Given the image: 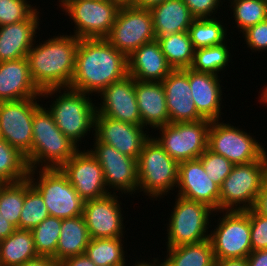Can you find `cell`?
I'll list each match as a JSON object with an SVG mask.
<instances>
[{
  "mask_svg": "<svg viewBox=\"0 0 267 266\" xmlns=\"http://www.w3.org/2000/svg\"><path fill=\"white\" fill-rule=\"evenodd\" d=\"M127 75L128 57L106 38L79 39L70 89L96 96Z\"/></svg>",
  "mask_w": 267,
  "mask_h": 266,
  "instance_id": "obj_1",
  "label": "cell"
},
{
  "mask_svg": "<svg viewBox=\"0 0 267 266\" xmlns=\"http://www.w3.org/2000/svg\"><path fill=\"white\" fill-rule=\"evenodd\" d=\"M35 40L27 54L31 79L40 91L69 88L75 68L79 38L58 34L45 41Z\"/></svg>",
  "mask_w": 267,
  "mask_h": 266,
  "instance_id": "obj_2",
  "label": "cell"
},
{
  "mask_svg": "<svg viewBox=\"0 0 267 266\" xmlns=\"http://www.w3.org/2000/svg\"><path fill=\"white\" fill-rule=\"evenodd\" d=\"M92 96L70 88H50L41 91V99H53L50 107L46 108L52 114L57 127L72 142L78 144V147L81 146L79 142H84L85 136L90 135L91 131L92 134L94 132L96 99L93 103Z\"/></svg>",
  "mask_w": 267,
  "mask_h": 266,
  "instance_id": "obj_3",
  "label": "cell"
},
{
  "mask_svg": "<svg viewBox=\"0 0 267 266\" xmlns=\"http://www.w3.org/2000/svg\"><path fill=\"white\" fill-rule=\"evenodd\" d=\"M46 106L42 104L33 116L32 148L25 156L29 170L61 168L79 150L60 131Z\"/></svg>",
  "mask_w": 267,
  "mask_h": 266,
  "instance_id": "obj_4",
  "label": "cell"
},
{
  "mask_svg": "<svg viewBox=\"0 0 267 266\" xmlns=\"http://www.w3.org/2000/svg\"><path fill=\"white\" fill-rule=\"evenodd\" d=\"M178 165L151 134L137 159L138 193L152 201L168 196L178 183Z\"/></svg>",
  "mask_w": 267,
  "mask_h": 266,
  "instance_id": "obj_5",
  "label": "cell"
},
{
  "mask_svg": "<svg viewBox=\"0 0 267 266\" xmlns=\"http://www.w3.org/2000/svg\"><path fill=\"white\" fill-rule=\"evenodd\" d=\"M172 209L168 224H165L168 234L165 248L195 244L210 238L208 229L213 227L211 219L216 216L212 208L176 195Z\"/></svg>",
  "mask_w": 267,
  "mask_h": 266,
  "instance_id": "obj_6",
  "label": "cell"
},
{
  "mask_svg": "<svg viewBox=\"0 0 267 266\" xmlns=\"http://www.w3.org/2000/svg\"><path fill=\"white\" fill-rule=\"evenodd\" d=\"M267 179V153L259 160L234 165L220 187L219 211L252 209Z\"/></svg>",
  "mask_w": 267,
  "mask_h": 266,
  "instance_id": "obj_7",
  "label": "cell"
},
{
  "mask_svg": "<svg viewBox=\"0 0 267 266\" xmlns=\"http://www.w3.org/2000/svg\"><path fill=\"white\" fill-rule=\"evenodd\" d=\"M28 178L43 197L50 216L67 219L83 214L85 201L60 168L29 170Z\"/></svg>",
  "mask_w": 267,
  "mask_h": 266,
  "instance_id": "obj_8",
  "label": "cell"
},
{
  "mask_svg": "<svg viewBox=\"0 0 267 266\" xmlns=\"http://www.w3.org/2000/svg\"><path fill=\"white\" fill-rule=\"evenodd\" d=\"M224 120L211 121L208 133V149L222 155L234 165L247 164L261 159L267 148L253 136ZM252 134V135H251Z\"/></svg>",
  "mask_w": 267,
  "mask_h": 266,
  "instance_id": "obj_9",
  "label": "cell"
},
{
  "mask_svg": "<svg viewBox=\"0 0 267 266\" xmlns=\"http://www.w3.org/2000/svg\"><path fill=\"white\" fill-rule=\"evenodd\" d=\"M222 215L210 229L215 260L247 258L252 252L250 217L245 211H215ZM222 217V218H221Z\"/></svg>",
  "mask_w": 267,
  "mask_h": 266,
  "instance_id": "obj_10",
  "label": "cell"
},
{
  "mask_svg": "<svg viewBox=\"0 0 267 266\" xmlns=\"http://www.w3.org/2000/svg\"><path fill=\"white\" fill-rule=\"evenodd\" d=\"M210 124L209 119L169 123L157 128L160 135L152 137L178 163L197 159L208 148Z\"/></svg>",
  "mask_w": 267,
  "mask_h": 266,
  "instance_id": "obj_11",
  "label": "cell"
},
{
  "mask_svg": "<svg viewBox=\"0 0 267 266\" xmlns=\"http://www.w3.org/2000/svg\"><path fill=\"white\" fill-rule=\"evenodd\" d=\"M61 9L75 25L72 35L96 39L109 35L119 6L113 0H84L68 1Z\"/></svg>",
  "mask_w": 267,
  "mask_h": 266,
  "instance_id": "obj_12",
  "label": "cell"
},
{
  "mask_svg": "<svg viewBox=\"0 0 267 266\" xmlns=\"http://www.w3.org/2000/svg\"><path fill=\"white\" fill-rule=\"evenodd\" d=\"M106 39L127 57L140 46L155 40L152 14L135 6L119 7Z\"/></svg>",
  "mask_w": 267,
  "mask_h": 266,
  "instance_id": "obj_13",
  "label": "cell"
},
{
  "mask_svg": "<svg viewBox=\"0 0 267 266\" xmlns=\"http://www.w3.org/2000/svg\"><path fill=\"white\" fill-rule=\"evenodd\" d=\"M93 138V148L88 149V151L102 167L108 192H113V194L119 192L121 195L131 196L137 194V159L122 154L112 146L100 142L94 134Z\"/></svg>",
  "mask_w": 267,
  "mask_h": 266,
  "instance_id": "obj_14",
  "label": "cell"
},
{
  "mask_svg": "<svg viewBox=\"0 0 267 266\" xmlns=\"http://www.w3.org/2000/svg\"><path fill=\"white\" fill-rule=\"evenodd\" d=\"M40 98L0 102L1 138L25 156L32 148L33 116L42 105Z\"/></svg>",
  "mask_w": 267,
  "mask_h": 266,
  "instance_id": "obj_15",
  "label": "cell"
},
{
  "mask_svg": "<svg viewBox=\"0 0 267 266\" xmlns=\"http://www.w3.org/2000/svg\"><path fill=\"white\" fill-rule=\"evenodd\" d=\"M120 197L122 198L121 194L110 193L84 202L82 216L90 239L124 237L126 226Z\"/></svg>",
  "mask_w": 267,
  "mask_h": 266,
  "instance_id": "obj_16",
  "label": "cell"
},
{
  "mask_svg": "<svg viewBox=\"0 0 267 266\" xmlns=\"http://www.w3.org/2000/svg\"><path fill=\"white\" fill-rule=\"evenodd\" d=\"M81 148L60 168L61 171L84 201L109 195L101 165L87 149Z\"/></svg>",
  "mask_w": 267,
  "mask_h": 266,
  "instance_id": "obj_17",
  "label": "cell"
},
{
  "mask_svg": "<svg viewBox=\"0 0 267 266\" xmlns=\"http://www.w3.org/2000/svg\"><path fill=\"white\" fill-rule=\"evenodd\" d=\"M148 133L142 125L114 120L101 114L95 116L94 136L100 142L135 159H138L144 143L150 138Z\"/></svg>",
  "mask_w": 267,
  "mask_h": 266,
  "instance_id": "obj_18",
  "label": "cell"
},
{
  "mask_svg": "<svg viewBox=\"0 0 267 266\" xmlns=\"http://www.w3.org/2000/svg\"><path fill=\"white\" fill-rule=\"evenodd\" d=\"M100 104H96V114L110 117L114 120L141 125V116L136 102L135 79L127 75L113 82L98 95ZM99 104V105H98Z\"/></svg>",
  "mask_w": 267,
  "mask_h": 266,
  "instance_id": "obj_19",
  "label": "cell"
},
{
  "mask_svg": "<svg viewBox=\"0 0 267 266\" xmlns=\"http://www.w3.org/2000/svg\"><path fill=\"white\" fill-rule=\"evenodd\" d=\"M177 195L219 211L220 187L205 172L201 159L179 162Z\"/></svg>",
  "mask_w": 267,
  "mask_h": 266,
  "instance_id": "obj_20",
  "label": "cell"
},
{
  "mask_svg": "<svg viewBox=\"0 0 267 266\" xmlns=\"http://www.w3.org/2000/svg\"><path fill=\"white\" fill-rule=\"evenodd\" d=\"M169 123L194 122L205 119L192 100L188 68L173 70L162 82Z\"/></svg>",
  "mask_w": 267,
  "mask_h": 266,
  "instance_id": "obj_21",
  "label": "cell"
},
{
  "mask_svg": "<svg viewBox=\"0 0 267 266\" xmlns=\"http://www.w3.org/2000/svg\"><path fill=\"white\" fill-rule=\"evenodd\" d=\"M220 77L222 78V74L219 76L211 73L197 72L188 68L192 100L195 102L197 111L205 119L211 121L223 120L222 116L224 113L221 112V109L224 108L222 105V91H224V88L220 84L222 82Z\"/></svg>",
  "mask_w": 267,
  "mask_h": 266,
  "instance_id": "obj_22",
  "label": "cell"
},
{
  "mask_svg": "<svg viewBox=\"0 0 267 266\" xmlns=\"http://www.w3.org/2000/svg\"><path fill=\"white\" fill-rule=\"evenodd\" d=\"M39 9L27 20L0 26V62L27 57L40 31ZM38 31V32H37Z\"/></svg>",
  "mask_w": 267,
  "mask_h": 266,
  "instance_id": "obj_23",
  "label": "cell"
},
{
  "mask_svg": "<svg viewBox=\"0 0 267 266\" xmlns=\"http://www.w3.org/2000/svg\"><path fill=\"white\" fill-rule=\"evenodd\" d=\"M41 97L31 79L27 57L0 62V102Z\"/></svg>",
  "mask_w": 267,
  "mask_h": 266,
  "instance_id": "obj_24",
  "label": "cell"
},
{
  "mask_svg": "<svg viewBox=\"0 0 267 266\" xmlns=\"http://www.w3.org/2000/svg\"><path fill=\"white\" fill-rule=\"evenodd\" d=\"M172 71L156 39L128 56V75L135 80L162 82Z\"/></svg>",
  "mask_w": 267,
  "mask_h": 266,
  "instance_id": "obj_25",
  "label": "cell"
},
{
  "mask_svg": "<svg viewBox=\"0 0 267 266\" xmlns=\"http://www.w3.org/2000/svg\"><path fill=\"white\" fill-rule=\"evenodd\" d=\"M135 95L141 116V125L145 129L155 130L169 124L165 90L161 82L135 80Z\"/></svg>",
  "mask_w": 267,
  "mask_h": 266,
  "instance_id": "obj_26",
  "label": "cell"
},
{
  "mask_svg": "<svg viewBox=\"0 0 267 266\" xmlns=\"http://www.w3.org/2000/svg\"><path fill=\"white\" fill-rule=\"evenodd\" d=\"M152 14L155 39L188 31L196 19L183 0H165L149 9Z\"/></svg>",
  "mask_w": 267,
  "mask_h": 266,
  "instance_id": "obj_27",
  "label": "cell"
},
{
  "mask_svg": "<svg viewBox=\"0 0 267 266\" xmlns=\"http://www.w3.org/2000/svg\"><path fill=\"white\" fill-rule=\"evenodd\" d=\"M90 236L82 215L62 219L60 238L53 259L60 263L69 257L85 254Z\"/></svg>",
  "mask_w": 267,
  "mask_h": 266,
  "instance_id": "obj_28",
  "label": "cell"
},
{
  "mask_svg": "<svg viewBox=\"0 0 267 266\" xmlns=\"http://www.w3.org/2000/svg\"><path fill=\"white\" fill-rule=\"evenodd\" d=\"M37 257L31 230L16 229L0 241V266H21Z\"/></svg>",
  "mask_w": 267,
  "mask_h": 266,
  "instance_id": "obj_29",
  "label": "cell"
},
{
  "mask_svg": "<svg viewBox=\"0 0 267 266\" xmlns=\"http://www.w3.org/2000/svg\"><path fill=\"white\" fill-rule=\"evenodd\" d=\"M165 266H215L210 239L195 243L166 248Z\"/></svg>",
  "mask_w": 267,
  "mask_h": 266,
  "instance_id": "obj_30",
  "label": "cell"
},
{
  "mask_svg": "<svg viewBox=\"0 0 267 266\" xmlns=\"http://www.w3.org/2000/svg\"><path fill=\"white\" fill-rule=\"evenodd\" d=\"M220 17L221 15L215 18H199L192 22L187 32L195 50L222 44L230 33L233 34L234 31L228 32L230 27Z\"/></svg>",
  "mask_w": 267,
  "mask_h": 266,
  "instance_id": "obj_31",
  "label": "cell"
},
{
  "mask_svg": "<svg viewBox=\"0 0 267 266\" xmlns=\"http://www.w3.org/2000/svg\"><path fill=\"white\" fill-rule=\"evenodd\" d=\"M124 238L90 239L85 254L96 266H126Z\"/></svg>",
  "mask_w": 267,
  "mask_h": 266,
  "instance_id": "obj_32",
  "label": "cell"
},
{
  "mask_svg": "<svg viewBox=\"0 0 267 266\" xmlns=\"http://www.w3.org/2000/svg\"><path fill=\"white\" fill-rule=\"evenodd\" d=\"M157 41L173 70L191 67L195 49L187 31L163 36Z\"/></svg>",
  "mask_w": 267,
  "mask_h": 266,
  "instance_id": "obj_33",
  "label": "cell"
},
{
  "mask_svg": "<svg viewBox=\"0 0 267 266\" xmlns=\"http://www.w3.org/2000/svg\"><path fill=\"white\" fill-rule=\"evenodd\" d=\"M229 43L232 45V41L230 42L228 38L222 44L196 49L190 68L197 72L211 73L220 76V73L223 74L225 72L224 70H227V67L230 68L228 63H233V56L230 53L231 48L228 46Z\"/></svg>",
  "mask_w": 267,
  "mask_h": 266,
  "instance_id": "obj_34",
  "label": "cell"
},
{
  "mask_svg": "<svg viewBox=\"0 0 267 266\" xmlns=\"http://www.w3.org/2000/svg\"><path fill=\"white\" fill-rule=\"evenodd\" d=\"M26 194V179L2 183L0 186V213L16 229H19L20 214Z\"/></svg>",
  "mask_w": 267,
  "mask_h": 266,
  "instance_id": "obj_35",
  "label": "cell"
},
{
  "mask_svg": "<svg viewBox=\"0 0 267 266\" xmlns=\"http://www.w3.org/2000/svg\"><path fill=\"white\" fill-rule=\"evenodd\" d=\"M25 155L0 138V182H16L28 177Z\"/></svg>",
  "mask_w": 267,
  "mask_h": 266,
  "instance_id": "obj_36",
  "label": "cell"
},
{
  "mask_svg": "<svg viewBox=\"0 0 267 266\" xmlns=\"http://www.w3.org/2000/svg\"><path fill=\"white\" fill-rule=\"evenodd\" d=\"M229 8L233 12V21L239 33H243L249 27L267 20L266 0H232Z\"/></svg>",
  "mask_w": 267,
  "mask_h": 266,
  "instance_id": "obj_37",
  "label": "cell"
},
{
  "mask_svg": "<svg viewBox=\"0 0 267 266\" xmlns=\"http://www.w3.org/2000/svg\"><path fill=\"white\" fill-rule=\"evenodd\" d=\"M61 225L62 219L49 215L31 230L38 256H55Z\"/></svg>",
  "mask_w": 267,
  "mask_h": 266,
  "instance_id": "obj_38",
  "label": "cell"
},
{
  "mask_svg": "<svg viewBox=\"0 0 267 266\" xmlns=\"http://www.w3.org/2000/svg\"><path fill=\"white\" fill-rule=\"evenodd\" d=\"M49 216L41 194L26 178V194L20 214L19 229L32 230Z\"/></svg>",
  "mask_w": 267,
  "mask_h": 266,
  "instance_id": "obj_39",
  "label": "cell"
},
{
  "mask_svg": "<svg viewBox=\"0 0 267 266\" xmlns=\"http://www.w3.org/2000/svg\"><path fill=\"white\" fill-rule=\"evenodd\" d=\"M38 8L29 0H0V26L27 20Z\"/></svg>",
  "mask_w": 267,
  "mask_h": 266,
  "instance_id": "obj_40",
  "label": "cell"
},
{
  "mask_svg": "<svg viewBox=\"0 0 267 266\" xmlns=\"http://www.w3.org/2000/svg\"><path fill=\"white\" fill-rule=\"evenodd\" d=\"M208 177L219 187L230 174L234 164L222 155L216 154L208 148L199 157Z\"/></svg>",
  "mask_w": 267,
  "mask_h": 266,
  "instance_id": "obj_41",
  "label": "cell"
},
{
  "mask_svg": "<svg viewBox=\"0 0 267 266\" xmlns=\"http://www.w3.org/2000/svg\"><path fill=\"white\" fill-rule=\"evenodd\" d=\"M245 212L250 217L252 251L267 249V217L258 214L253 208Z\"/></svg>",
  "mask_w": 267,
  "mask_h": 266,
  "instance_id": "obj_42",
  "label": "cell"
},
{
  "mask_svg": "<svg viewBox=\"0 0 267 266\" xmlns=\"http://www.w3.org/2000/svg\"><path fill=\"white\" fill-rule=\"evenodd\" d=\"M244 35V36H243ZM247 48L252 52H263L267 50V20L249 27L242 33Z\"/></svg>",
  "mask_w": 267,
  "mask_h": 266,
  "instance_id": "obj_43",
  "label": "cell"
},
{
  "mask_svg": "<svg viewBox=\"0 0 267 266\" xmlns=\"http://www.w3.org/2000/svg\"><path fill=\"white\" fill-rule=\"evenodd\" d=\"M192 15L196 18H215L218 9L223 5L221 0H183Z\"/></svg>",
  "mask_w": 267,
  "mask_h": 266,
  "instance_id": "obj_44",
  "label": "cell"
},
{
  "mask_svg": "<svg viewBox=\"0 0 267 266\" xmlns=\"http://www.w3.org/2000/svg\"><path fill=\"white\" fill-rule=\"evenodd\" d=\"M253 209L260 215L267 217V179L260 189Z\"/></svg>",
  "mask_w": 267,
  "mask_h": 266,
  "instance_id": "obj_45",
  "label": "cell"
},
{
  "mask_svg": "<svg viewBox=\"0 0 267 266\" xmlns=\"http://www.w3.org/2000/svg\"><path fill=\"white\" fill-rule=\"evenodd\" d=\"M58 266H96V265L86 256V254H81L64 259L62 262L58 263Z\"/></svg>",
  "mask_w": 267,
  "mask_h": 266,
  "instance_id": "obj_46",
  "label": "cell"
},
{
  "mask_svg": "<svg viewBox=\"0 0 267 266\" xmlns=\"http://www.w3.org/2000/svg\"><path fill=\"white\" fill-rule=\"evenodd\" d=\"M249 266H267V249L252 251L247 257Z\"/></svg>",
  "mask_w": 267,
  "mask_h": 266,
  "instance_id": "obj_47",
  "label": "cell"
},
{
  "mask_svg": "<svg viewBox=\"0 0 267 266\" xmlns=\"http://www.w3.org/2000/svg\"><path fill=\"white\" fill-rule=\"evenodd\" d=\"M21 266H58V263L49 256H38L32 260L26 261Z\"/></svg>",
  "mask_w": 267,
  "mask_h": 266,
  "instance_id": "obj_48",
  "label": "cell"
},
{
  "mask_svg": "<svg viewBox=\"0 0 267 266\" xmlns=\"http://www.w3.org/2000/svg\"><path fill=\"white\" fill-rule=\"evenodd\" d=\"M16 228L0 213V241L9 237Z\"/></svg>",
  "mask_w": 267,
  "mask_h": 266,
  "instance_id": "obj_49",
  "label": "cell"
},
{
  "mask_svg": "<svg viewBox=\"0 0 267 266\" xmlns=\"http://www.w3.org/2000/svg\"><path fill=\"white\" fill-rule=\"evenodd\" d=\"M215 266H249L247 258L215 260Z\"/></svg>",
  "mask_w": 267,
  "mask_h": 266,
  "instance_id": "obj_50",
  "label": "cell"
},
{
  "mask_svg": "<svg viewBox=\"0 0 267 266\" xmlns=\"http://www.w3.org/2000/svg\"><path fill=\"white\" fill-rule=\"evenodd\" d=\"M165 0H137L135 7L138 8H144V9H150L155 5L161 4Z\"/></svg>",
  "mask_w": 267,
  "mask_h": 266,
  "instance_id": "obj_51",
  "label": "cell"
},
{
  "mask_svg": "<svg viewBox=\"0 0 267 266\" xmlns=\"http://www.w3.org/2000/svg\"><path fill=\"white\" fill-rule=\"evenodd\" d=\"M161 261H160L159 257L158 258L153 257V260H151L150 262L145 261V260L142 261V259H141L140 261L136 260L135 263H133L134 265H132V266H165L163 259H161Z\"/></svg>",
  "mask_w": 267,
  "mask_h": 266,
  "instance_id": "obj_52",
  "label": "cell"
},
{
  "mask_svg": "<svg viewBox=\"0 0 267 266\" xmlns=\"http://www.w3.org/2000/svg\"><path fill=\"white\" fill-rule=\"evenodd\" d=\"M262 89L263 90H261V92L259 91V93L261 94H259L260 96H258L259 97L258 100L260 104L266 105L267 104V84L264 85Z\"/></svg>",
  "mask_w": 267,
  "mask_h": 266,
  "instance_id": "obj_53",
  "label": "cell"
},
{
  "mask_svg": "<svg viewBox=\"0 0 267 266\" xmlns=\"http://www.w3.org/2000/svg\"><path fill=\"white\" fill-rule=\"evenodd\" d=\"M119 7L134 6L137 0H113Z\"/></svg>",
  "mask_w": 267,
  "mask_h": 266,
  "instance_id": "obj_54",
  "label": "cell"
},
{
  "mask_svg": "<svg viewBox=\"0 0 267 266\" xmlns=\"http://www.w3.org/2000/svg\"><path fill=\"white\" fill-rule=\"evenodd\" d=\"M68 1L70 0H59V4L57 6H59V8H62Z\"/></svg>",
  "mask_w": 267,
  "mask_h": 266,
  "instance_id": "obj_55",
  "label": "cell"
}]
</instances>
